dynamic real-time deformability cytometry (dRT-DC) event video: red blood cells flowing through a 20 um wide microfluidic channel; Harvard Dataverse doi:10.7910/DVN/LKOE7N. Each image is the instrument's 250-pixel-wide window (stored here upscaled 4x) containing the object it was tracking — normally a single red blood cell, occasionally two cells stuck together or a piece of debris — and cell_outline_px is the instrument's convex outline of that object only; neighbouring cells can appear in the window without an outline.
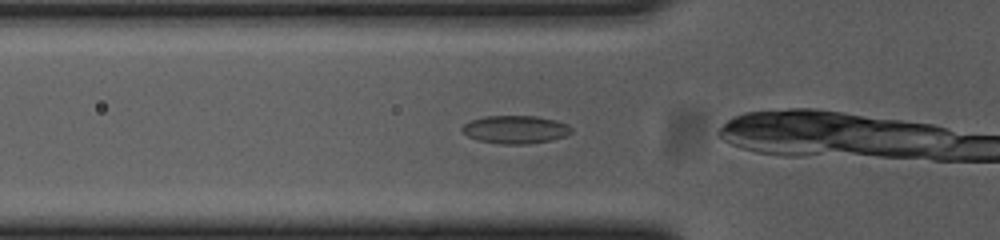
{"species": "common noctule bat (a hibernating species)", "species_latin": "Nyctalus noctula", "temperature_condition": "cold", "stored_images_in_passage": 20, "camera_frame_rate_fps": 3000, "um_per_image_px": 0.085, "animal": {"sex": "female", "body_mass_g": 23.0, "forearm_length_mm": 53.4}, "frame": {"image": 1, "passage_image": 6, "time_ms": 1.667, "image_size_px": [1000, 240], "cell_outline_px": [[572, 132], [564, 136], [552, 140], [528, 144], [504, 144], [480, 140], [468, 136], [460, 128], [464, 124], [472, 120], [484, 116], [536, 116], [556, 120], [568, 124], [572, 128]], "centroid_in_image_um": [43.84, 11.0], "position_along_channel_um": 82.0, "area_um2": 17.74}}
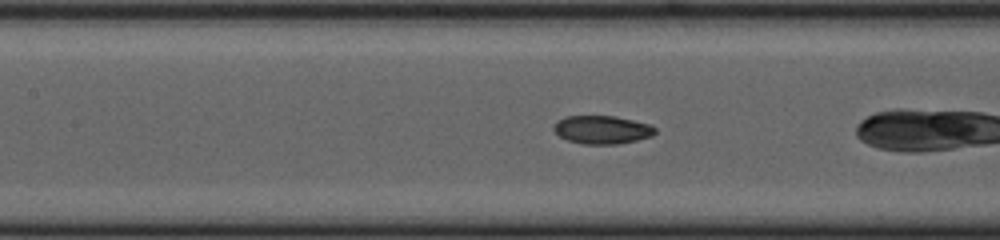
{"frame": {"image": 2, "passage_image": 12, "time_ms": 3.667, "image_size_px": [1000, 240], "cell_outline_px": [[656, 132], [652, 136], [636, 140], [616, 144], [584, 144], [568, 140], [560, 136], [552, 128], [556, 120], [564, 116], [616, 116], [648, 124], [656, 128]], "centroid_in_image_um": [51.15, 11.02], "position_along_channel_um": 156.3, "area_um2": 16.65}}
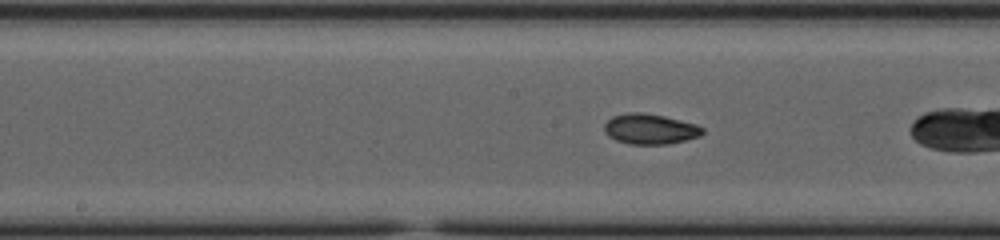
{"frame": {"image": 3, "passage_image": 15, "time_ms": 4.667, "image_size_px": [1000, 240], "cell_outline_px": [[704, 132], [700, 136], [668, 144], [628, 144], [616, 140], [608, 136], [604, 128], [604, 124], [612, 116], [628, 112], [640, 112], [664, 116], [696, 124], [704, 128]], "centroid_in_image_um": [55.25, 10.96], "position_along_channel_um": 193.0, "area_um2": 17.34}}